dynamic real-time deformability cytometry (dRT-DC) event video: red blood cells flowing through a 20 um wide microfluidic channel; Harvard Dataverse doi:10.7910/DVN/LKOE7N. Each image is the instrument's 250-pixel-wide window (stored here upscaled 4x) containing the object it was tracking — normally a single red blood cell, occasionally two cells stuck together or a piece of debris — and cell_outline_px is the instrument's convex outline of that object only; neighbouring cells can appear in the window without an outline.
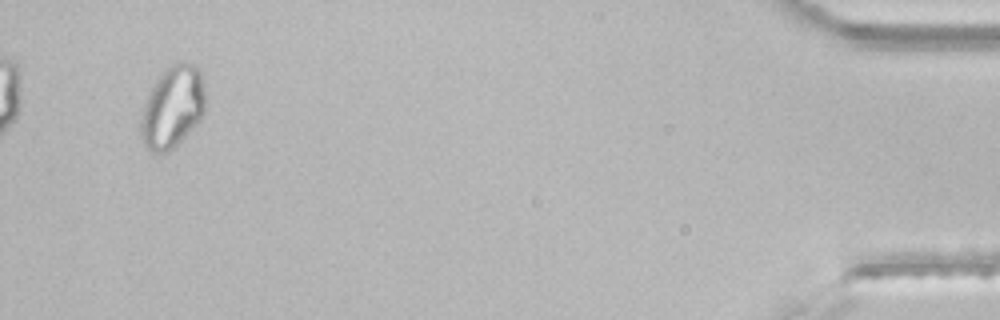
{"species": "common noctule bat (a hibernating species)", "species_latin": "Nyctalus noctula", "temperature_condition": "room temperature", "stored_images_in_passage": 32, "segment_of_instrument_passage": [2, 2], "camera_frame_rate_fps": 3000, "um_per_image_px": 0.085, "animal": {"sex": "male", "body_mass_g": 21.5, "forearm_length_mm": 52.0}, "frame": {"image": 1, "passage_image": 30, "time_ms": 9.667, "image_size_px": [1000, 320], "cell_outline_px": [[204, 112], [196, 124], [168, 152], [152, 152], [144, 144], [140, 136], [144, 104], [156, 80], [176, 60], [192, 64], [200, 68], [204, 84]], "centroid_in_image_um": [14.68, 9.07], "position_along_channel_um": 420.5, "area_um2": 30.17}}